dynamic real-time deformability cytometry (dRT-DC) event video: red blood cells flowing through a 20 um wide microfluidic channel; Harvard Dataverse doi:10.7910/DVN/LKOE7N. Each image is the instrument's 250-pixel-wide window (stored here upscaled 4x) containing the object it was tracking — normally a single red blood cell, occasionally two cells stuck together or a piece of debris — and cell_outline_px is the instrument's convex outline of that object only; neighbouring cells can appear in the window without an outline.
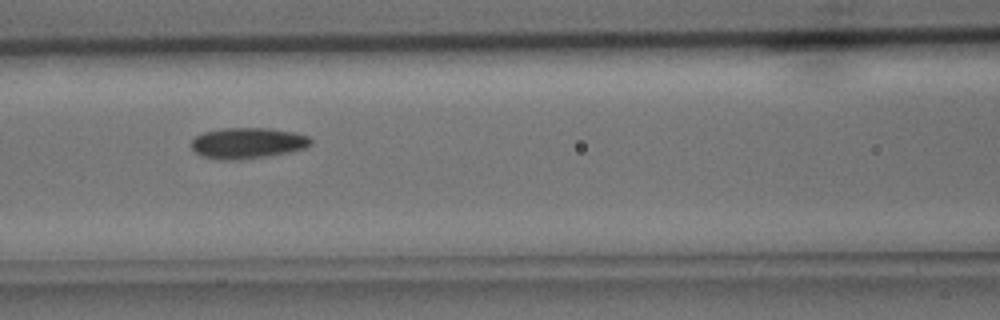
{"species": "common noctule bat (a hibernating species)", "species_latin": "Nyctalus noctula", "temperature_condition": "cold", "stored_images_in_passage": 33, "segment_of_instrument_passage": [1, 2], "camera_frame_rate_fps": 3000, "um_per_image_px": 0.085, "animal": {"sex": "male", "body_mass_g": 15.6}, "frame": {"image": 1, "passage_image": 8, "time_ms": 2.333, "image_size_px": [1000, 320], "cell_outline_px": [[312, 144], [308, 148], [268, 156], [232, 160], [220, 160], [200, 156], [192, 148], [192, 140], [196, 136], [204, 132], [224, 128], [268, 128], [296, 132], [308, 136], [312, 140]], "centroid_in_image_um": [21.08, 12.16], "position_along_channel_um": 145.5, "area_um2": 21.62}}
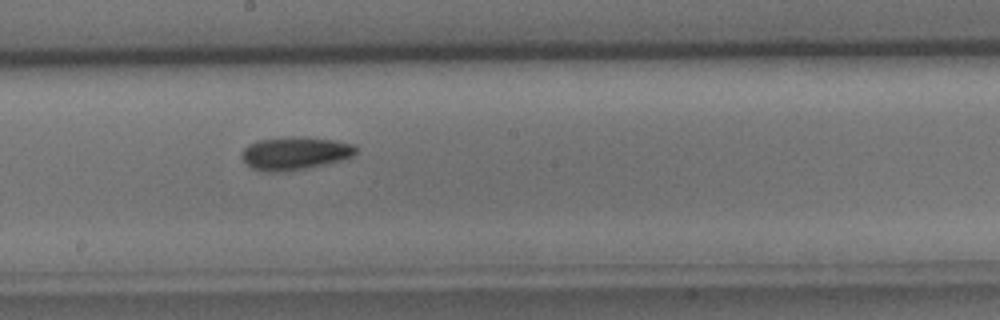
{"frame": {"image": 2, "passage_image": 13, "time_ms": 4.0, "image_size_px": [1000, 320], "cell_outline_px": [[356, 152], [352, 156], [340, 160], [308, 168], [288, 172], [264, 172], [252, 168], [240, 156], [240, 152], [248, 144], [256, 140], [296, 136], [332, 140], [356, 144]], "centroid_in_image_um": [25.03, 13.03], "position_along_channel_um": 223.2, "area_um2": 22.08}}
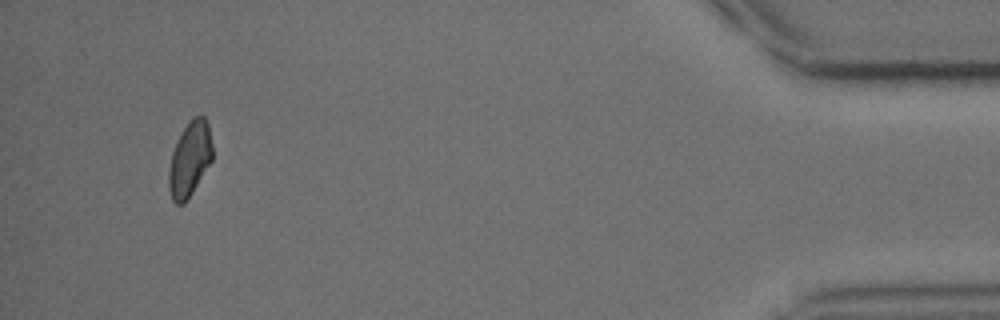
{"frame": {"image": 3, "passage_image": 30, "time_ms": 9.667, "image_size_px": [1000, 320], "cell_outline_px": [[212, 160], [192, 192], [184, 204], [176, 204], [172, 200], [168, 188], [168, 172], [172, 152], [184, 128], [196, 116], [204, 116], [208, 124], [212, 144]], "centroid_in_image_um": [16.12, 13.57], "position_along_channel_um": 419.1, "area_um2": 18.67}}